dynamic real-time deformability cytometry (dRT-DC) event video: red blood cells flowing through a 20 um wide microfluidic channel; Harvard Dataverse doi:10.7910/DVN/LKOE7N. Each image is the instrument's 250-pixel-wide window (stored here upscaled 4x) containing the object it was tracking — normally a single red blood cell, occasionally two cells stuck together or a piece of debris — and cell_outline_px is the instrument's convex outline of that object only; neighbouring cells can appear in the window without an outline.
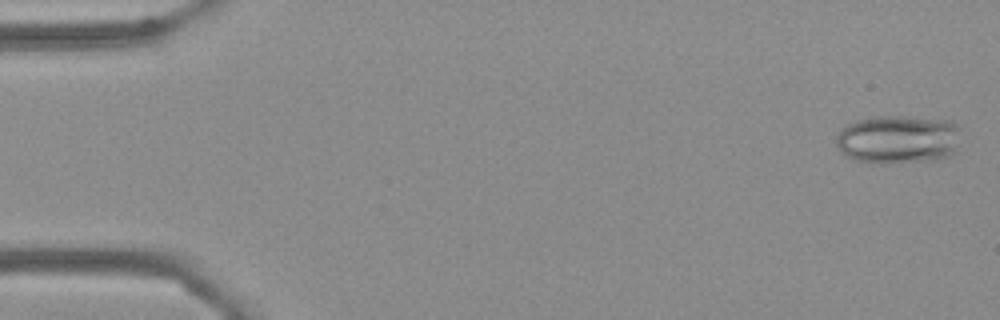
{"species": "Egyptian fruit bat (a non-hibernating species)", "species_latin": "Rousettus aegyptiacus", "temperature_condition": "cold", "stored_images_in_passage": 56, "camera_frame_rate_fps": 3000, "um_per_image_px": 0.085, "frame": {"image": 1, "passage_image": 2, "time_ms": 0.333, "image_size_px": [1000, 320], "cell_outline_px": [[960, 128], [956, 152], [948, 156], [936, 160], [888, 164], [880, 164], [856, 160], [840, 152], [836, 144], [836, 136], [844, 124], [856, 120], [880, 116], [900, 116], [952, 120], [960, 124]], "centroid_in_image_um": [76.36, 11.85], "position_along_channel_um": 8.6, "area_um2": 36.01}}
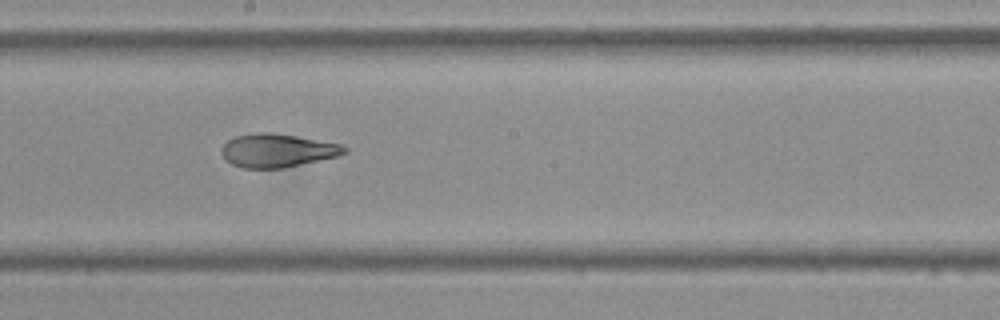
{"frame": {"image": 2, "passage_image": 31, "time_ms": 10.0, "image_size_px": [1000, 320], "cell_outline_px": [[348, 152], [336, 156], [284, 168], [244, 168], [232, 164], [224, 160], [220, 152], [220, 148], [228, 140], [236, 136], [256, 132], [268, 132], [296, 136], [340, 144], [348, 148]], "centroid_in_image_um": [23.52, 12.79], "position_along_channel_um": 224.7, "area_um2": 23.87}}
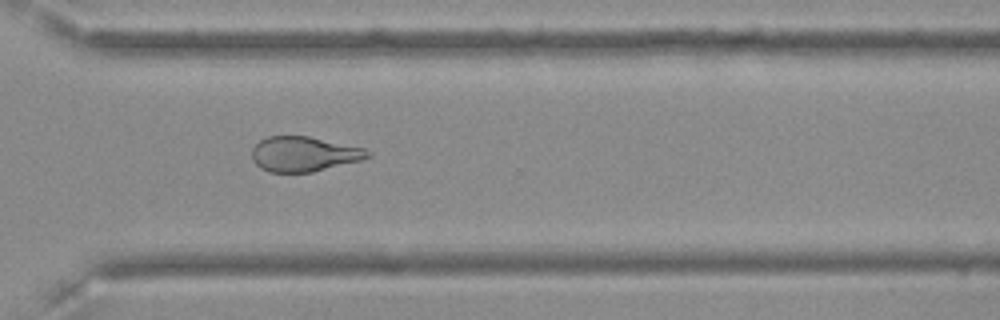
{"frame": {"image": 3, "passage_image": 41, "time_ms": 13.333, "image_size_px": [1000, 320], "cell_outline_px": [[372, 156], [360, 160], [312, 172], [268, 172], [260, 168], [252, 160], [252, 148], [260, 140], [268, 136], [308, 136], [364, 148], [372, 152]], "centroid_in_image_um": [25.82, 13.09], "position_along_channel_um": 344.8, "area_um2": 23.52}, "authors_computed_cell_mechanics": {"area_um2": 26.3857, "velocity_mm_per_s": 3.6117, "shape_relaxation_time_tau1_ms": null, "shape_relaxation_time_tau2_ms": 2.9236, "deformation_change_tau1": null, "deformation_change_tau2": 0.1038}}